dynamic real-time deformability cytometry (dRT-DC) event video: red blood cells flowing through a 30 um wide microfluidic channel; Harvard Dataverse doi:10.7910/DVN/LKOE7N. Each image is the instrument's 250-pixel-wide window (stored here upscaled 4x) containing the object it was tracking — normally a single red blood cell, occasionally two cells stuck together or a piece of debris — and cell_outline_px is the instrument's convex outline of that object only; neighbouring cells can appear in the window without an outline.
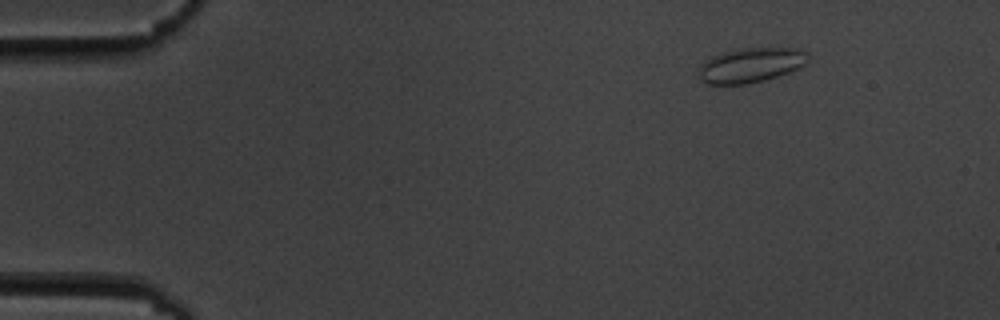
{"species": "common noctule bat (a hibernating species)", "species_latin": "Nyctalus noctula", "temperature_condition": "cold", "stored_images_in_passage": 5, "camera_frame_rate_fps": 3000, "um_per_image_px": 0.085, "animal": {"sex": "male", "body_mass_g": 19.5, "forearm_length_mm": 54.6}, "frame": {"image": 1, "passage_image": 1, "time_ms": 0.0, "image_size_px": [1000, 320], "cell_outline_px": [[812, 56], [804, 64], [788, 72], [764, 80], [744, 84], [708, 84], [700, 80], [700, 64], [712, 56], [724, 52], [740, 48], [804, 48]], "centroid_in_image_um": [63.85, 5.52], "position_along_channel_um": 21.1, "area_um2": 22.08}}
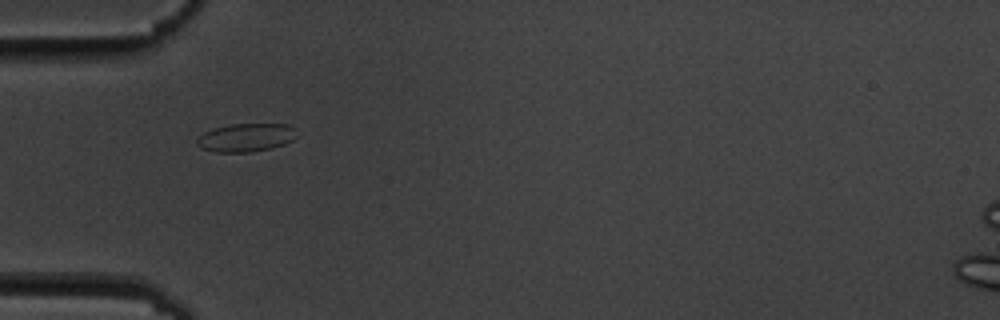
{"frame": {"image": 2, "passage_image": 4, "time_ms": 3.667, "image_size_px": [1000, 320], "cell_outline_px": [[300, 136], [284, 144], [272, 148], [252, 152], [216, 152], [200, 148], [196, 144], [196, 136], [212, 128], [228, 124], [288, 124], [296, 128]], "centroid_in_image_um": [20.92, 11.68], "position_along_channel_um": 64.1, "area_um2": 16.94}}